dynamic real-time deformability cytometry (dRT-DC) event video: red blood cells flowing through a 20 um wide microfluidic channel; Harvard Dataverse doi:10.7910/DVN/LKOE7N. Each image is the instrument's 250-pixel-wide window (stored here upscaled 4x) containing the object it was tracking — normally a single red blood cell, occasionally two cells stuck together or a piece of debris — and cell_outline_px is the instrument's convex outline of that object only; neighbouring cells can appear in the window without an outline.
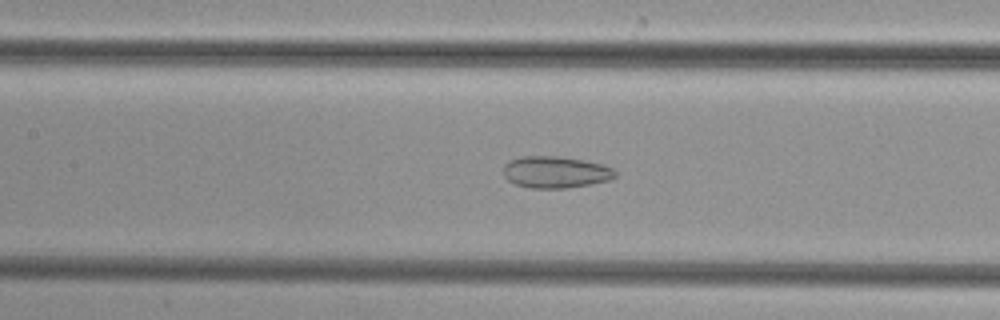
{"species": "common noctule bat (a hibernating species)", "species_latin": "Nyctalus noctula", "temperature_condition": "cold", "stored_images_in_passage": 39, "camera_frame_rate_fps": 3000, "um_per_image_px": 0.085, "animal": {"sex": "female", "body_mass_g": 29.2, "forearm_length_mm": 56.3}, "frame": {"image": 1, "passage_image": 22, "time_ms": 7.0, "image_size_px": [1000, 320], "cell_outline_px": [[616, 176], [608, 180], [592, 184], [568, 188], [532, 188], [516, 184], [508, 180], [504, 176], [504, 164], [508, 160], [520, 156], [560, 156], [584, 160], [604, 164], [612, 168], [616, 172]], "centroid_in_image_um": [47.22, 14.62], "position_along_channel_um": 160.2, "area_um2": 20.87}}
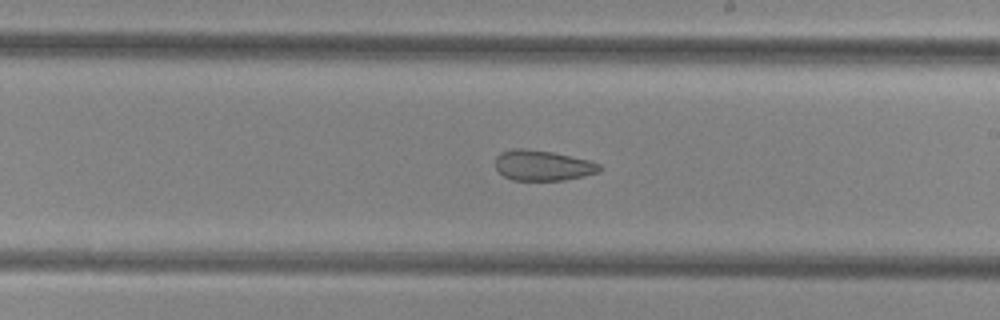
{"frame": {"image": 2, "passage_image": 28, "time_ms": 9.0, "image_size_px": [1000, 320], "cell_outline_px": [[604, 168], [600, 172], [584, 176], [564, 180], [512, 180], [504, 176], [496, 168], [496, 156], [500, 152], [512, 148], [524, 148], [552, 152], [588, 160], [600, 164]], "centroid_in_image_um": [46.14, 14.06], "position_along_channel_um": 242.9, "area_um2": 18.55}}
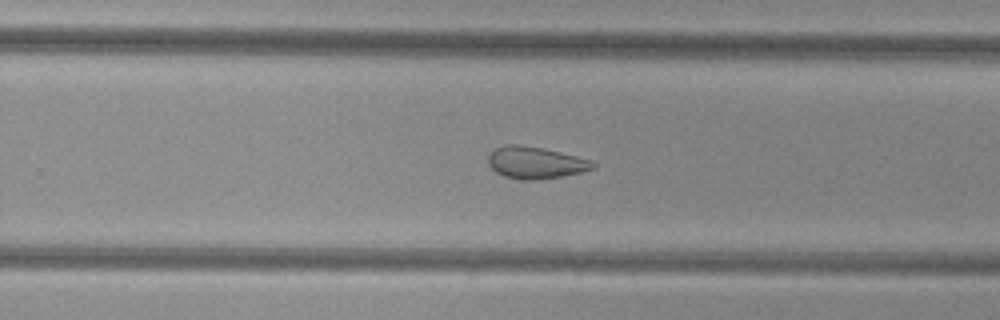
{"frame": {"image": 3, "passage_image": 31, "time_ms": 10.0, "image_size_px": [1000, 320], "cell_outline_px": [[596, 164], [592, 168], [580, 172], [560, 176], [532, 180], [520, 180], [504, 176], [496, 172], [488, 164], [488, 156], [496, 148], [504, 144], [516, 144], [544, 148], [592, 160]], "centroid_in_image_um": [45.48, 13.81], "position_along_channel_um": 284.3, "area_um2": 19.31}}